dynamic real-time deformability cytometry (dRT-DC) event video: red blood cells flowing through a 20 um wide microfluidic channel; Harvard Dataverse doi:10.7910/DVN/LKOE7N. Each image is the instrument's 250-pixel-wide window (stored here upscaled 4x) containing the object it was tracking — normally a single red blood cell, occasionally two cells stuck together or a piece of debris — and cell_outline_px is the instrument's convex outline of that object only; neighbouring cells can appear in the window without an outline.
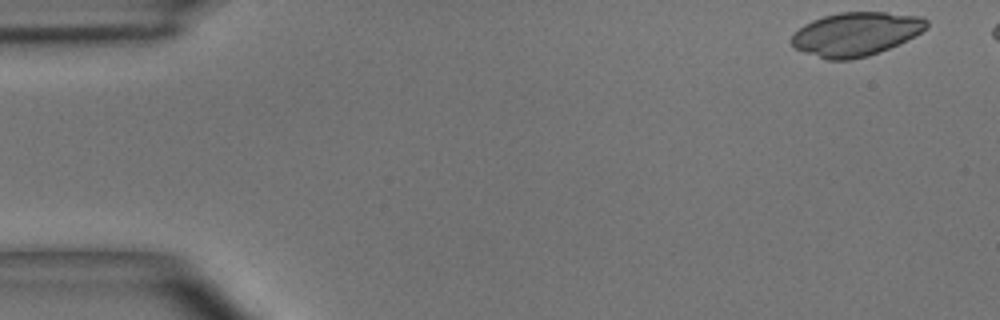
{"species": "common noctule bat (a hibernating species)", "species_latin": "Nyctalus noctula", "temperature_condition": "room temperature", "stored_images_in_passage": 45, "camera_frame_rate_fps": 3000, "um_per_image_px": 0.085, "animal": {"sex": "male", "body_mass_g": 15.6}, "frame": {"image": 1, "passage_image": 1, "time_ms": 0.0, "image_size_px": [1000, 320], "cell_outline_px": [[928, 28], [880, 52], [868, 56], [852, 60], [828, 60], [796, 48], [792, 44], [792, 36], [804, 24], [812, 20], [824, 16], [840, 12], [884, 12], [920, 16], [928, 20]], "centroid_in_image_um": [72.76, 2.88], "position_along_channel_um": 12.2, "area_um2": 33.93}}